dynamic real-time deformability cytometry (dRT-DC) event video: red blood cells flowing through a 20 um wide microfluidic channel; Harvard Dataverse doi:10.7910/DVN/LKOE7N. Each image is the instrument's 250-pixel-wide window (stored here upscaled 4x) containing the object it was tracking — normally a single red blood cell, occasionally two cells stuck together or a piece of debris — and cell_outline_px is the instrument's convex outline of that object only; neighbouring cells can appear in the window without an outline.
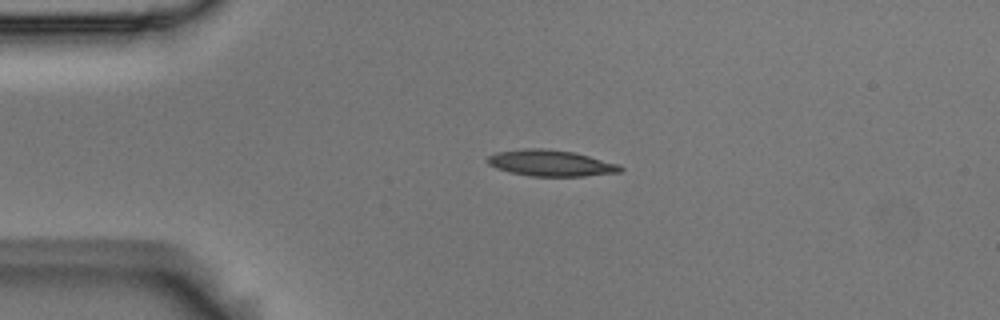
{"species": "Egyptian fruit bat (a non-hibernating species)", "species_latin": "Rousettus aegyptiacus", "temperature_condition": "room temperature", "stored_images_in_passage": 43, "camera_frame_rate_fps": 3000, "um_per_image_px": 0.085, "animal": {"sex": "male"}, "frame": {"image": 1, "passage_image": 1, "time_ms": 0.0, "image_size_px": [1000, 320], "cell_outline_px": [[624, 168], [620, 172], [584, 176], [532, 176], [508, 172], [496, 168], [488, 164], [488, 156], [496, 152], [524, 148], [540, 148], [572, 152], [620, 164]], "centroid_in_image_um": [46.8, 13.87], "position_along_channel_um": 38.2, "area_um2": 20.17}}
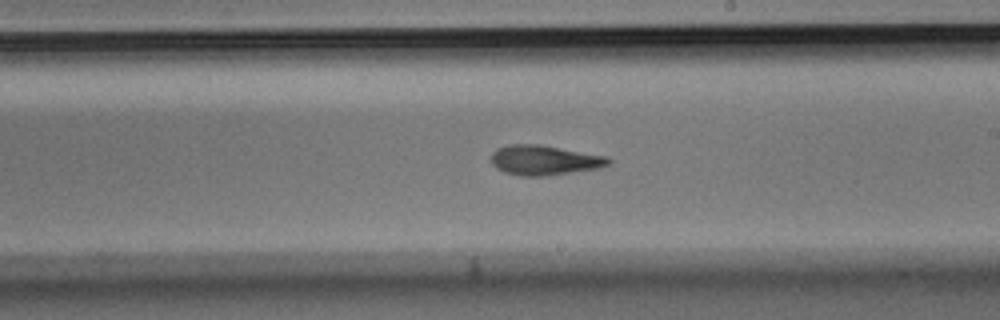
{"frame": {"image": 2, "passage_image": 20, "time_ms": 6.333, "image_size_px": [1000, 320], "cell_outline_px": [[612, 160], [608, 164], [600, 168], [544, 176], [520, 176], [504, 172], [496, 168], [492, 164], [492, 152], [496, 148], [512, 144], [540, 144], [608, 156]], "centroid_in_image_um": [46.27, 13.61], "position_along_channel_um": 242.7, "area_um2": 20.52}}
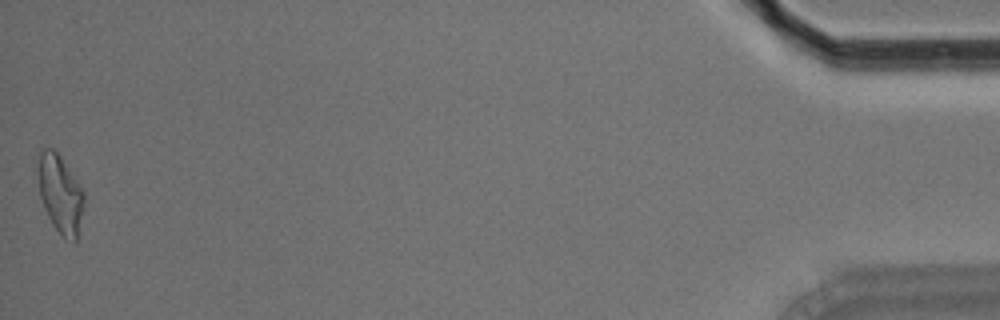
{"frame": {"image": 3, "passage_image": 43, "time_ms": 14.0, "image_size_px": [1000, 320], "cell_outline_px": [[84, 204], [76, 240], [64, 240], [52, 224], [44, 208], [40, 196], [36, 168], [40, 152], [44, 148], [52, 148], [60, 156], [84, 192]], "centroid_in_image_um": [5.09, 16.48], "position_along_channel_um": 430.1, "area_um2": 20.87}, "authors_computed_cell_mechanics": {"area_um2": 19.8832, "velocity_mm_per_s": 3.6876, "shape_relaxation_time_tau1_ms": 5.3524, "shape_relaxation_time_tau2_ms": 2.7774, "deformation_change_tau1": 0.1663, "deformation_change_tau2": 0.1187}}